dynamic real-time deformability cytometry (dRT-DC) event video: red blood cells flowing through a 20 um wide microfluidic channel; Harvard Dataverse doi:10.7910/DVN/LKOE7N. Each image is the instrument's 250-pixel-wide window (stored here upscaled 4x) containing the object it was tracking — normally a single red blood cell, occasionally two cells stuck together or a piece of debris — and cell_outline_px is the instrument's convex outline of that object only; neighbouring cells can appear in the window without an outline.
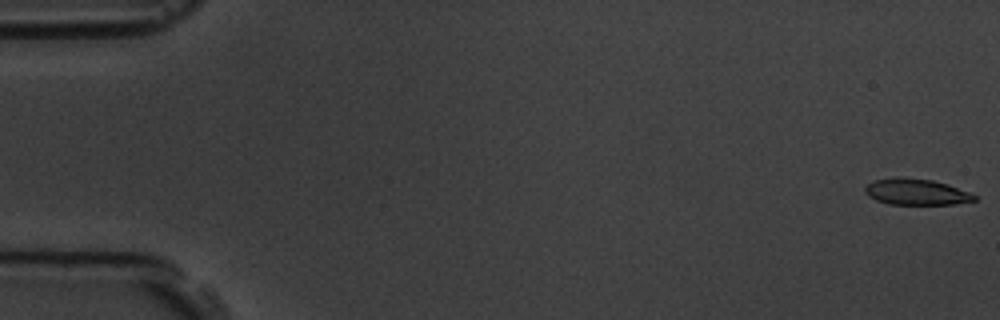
{"species": "common noctule bat (a hibernating species)", "species_latin": "Nyctalus noctula", "temperature_condition": "room temperature", "stored_images_in_passage": 5, "camera_frame_rate_fps": 3000, "um_per_image_px": 0.085, "animal": {"sex": "male", "body_mass_g": 19.5, "forearm_length_mm": 54.6}, "frame": {"image": 1, "passage_image": 1, "time_ms": 0.0, "image_size_px": [1000, 320], "cell_outline_px": [[976, 200], [956, 204], [888, 204], [876, 200], [868, 196], [864, 192], [864, 188], [868, 184], [876, 180], [932, 180], [948, 184], [968, 192], [976, 196]], "centroid_in_image_um": [77.92, 16.36], "position_along_channel_um": 7.1, "area_um2": 15.84}}